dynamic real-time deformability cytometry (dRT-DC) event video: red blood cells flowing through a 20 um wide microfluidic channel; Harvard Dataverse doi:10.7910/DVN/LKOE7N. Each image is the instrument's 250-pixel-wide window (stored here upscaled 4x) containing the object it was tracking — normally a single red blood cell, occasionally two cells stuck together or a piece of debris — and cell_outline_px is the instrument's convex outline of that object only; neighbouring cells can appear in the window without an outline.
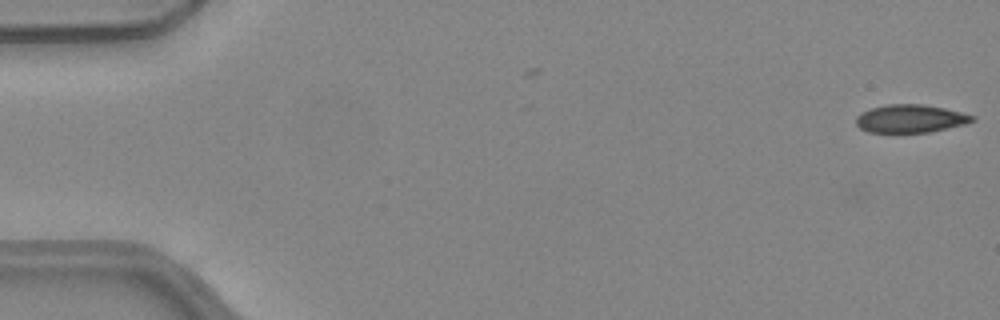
{"species": "common noctule bat (a hibernating species)", "species_latin": "Nyctalus noctula", "temperature_condition": "warm", "stored_images_in_passage": 4, "camera_frame_rate_fps": 3000, "um_per_image_px": 0.085, "animal": {"sex": "female", "body_mass_g": 24.6, "forearm_length_mm": 56.2}, "frame": {"image": 1, "passage_image": 4, "time_ms": 1.0, "image_size_px": [1000, 320], "cell_outline_px": [[976, 120], [964, 124], [928, 132], [868, 132], [860, 128], [856, 124], [856, 116], [860, 112], [872, 108], [888, 104], [924, 104], [944, 108], [976, 116]], "centroid_in_image_um": [77.37, 10.07], "position_along_channel_um": 7.6, "area_um2": 18.9}}